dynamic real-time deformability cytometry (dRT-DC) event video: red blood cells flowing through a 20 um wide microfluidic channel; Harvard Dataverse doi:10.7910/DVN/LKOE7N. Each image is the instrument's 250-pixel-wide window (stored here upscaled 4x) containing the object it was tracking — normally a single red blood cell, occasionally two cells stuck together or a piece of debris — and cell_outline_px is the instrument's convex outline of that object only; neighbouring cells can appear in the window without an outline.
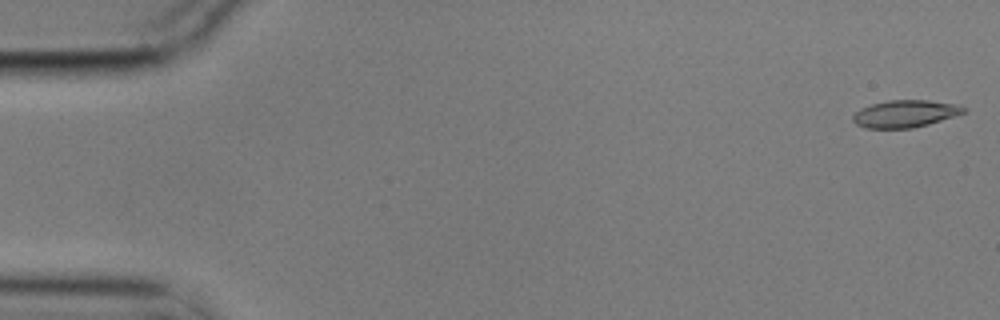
{"species": "common noctule bat (a hibernating species)", "species_latin": "Nyctalus noctula", "temperature_condition": "cold", "stored_images_in_passage": 56, "camera_frame_rate_fps": 3000, "um_per_image_px": 0.085, "animal": {"sex": "male", "body_mass_g": 17.9}, "frame": {"image": 1, "passage_image": 1, "time_ms": 0.0, "image_size_px": [1000, 320], "cell_outline_px": [[964, 112], [928, 124], [912, 128], [864, 128], [856, 124], [852, 120], [852, 116], [860, 108], [872, 104], [888, 100], [928, 100], [956, 104], [964, 108]], "centroid_in_image_um": [76.86, 9.66], "position_along_channel_um": 8.1, "area_um2": 17.34}}
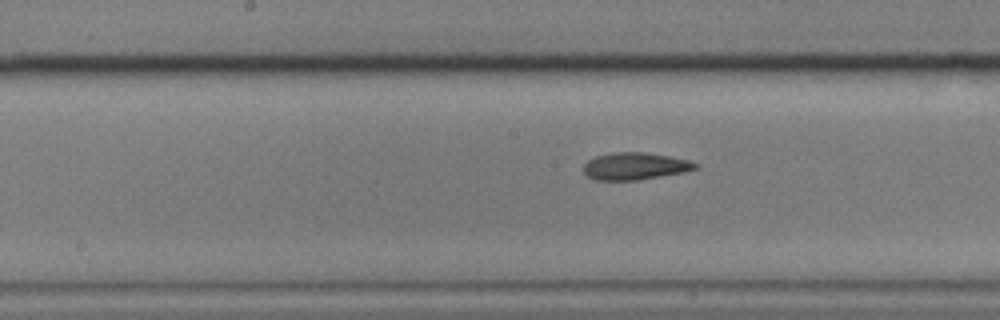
{"frame": {"image": 2, "passage_image": 28, "time_ms": 9.0, "image_size_px": [1000, 320], "cell_outline_px": [[700, 168], [684, 172], [636, 180], [596, 180], [588, 176], [584, 172], [584, 164], [588, 160], [596, 156], [616, 152], [644, 152], [668, 156], [688, 160], [700, 164]], "centroid_in_image_um": [54.0, 14.12], "position_along_channel_um": 194.2, "area_um2": 17.63}}
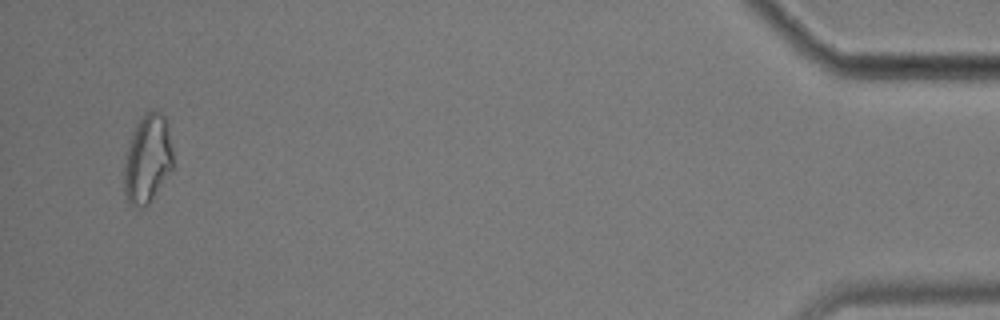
{"frame": {"image": 3, "passage_image": 54, "time_ms": 17.667, "image_size_px": [1000, 320], "cell_outline_px": [[172, 168], [152, 200], [148, 204], [140, 208], [136, 208], [128, 200], [124, 192], [124, 168], [128, 148], [132, 132], [144, 112], [156, 108], [164, 116], [168, 124], [172, 152]], "centroid_in_image_um": [12.54, 13.48], "position_along_channel_um": 422.7, "area_um2": 25.14}, "authors_computed_cell_mechanics": {"area_um2": 18.0625, "velocity_mm_per_s": 3.5537, "shape_relaxation_time_tau1_ms": 5.3268, "shape_relaxation_time_tau2_ms": 6.2912, "deformation_change_tau1": 0.1534, "deformation_change_tau2": 0.1394}}